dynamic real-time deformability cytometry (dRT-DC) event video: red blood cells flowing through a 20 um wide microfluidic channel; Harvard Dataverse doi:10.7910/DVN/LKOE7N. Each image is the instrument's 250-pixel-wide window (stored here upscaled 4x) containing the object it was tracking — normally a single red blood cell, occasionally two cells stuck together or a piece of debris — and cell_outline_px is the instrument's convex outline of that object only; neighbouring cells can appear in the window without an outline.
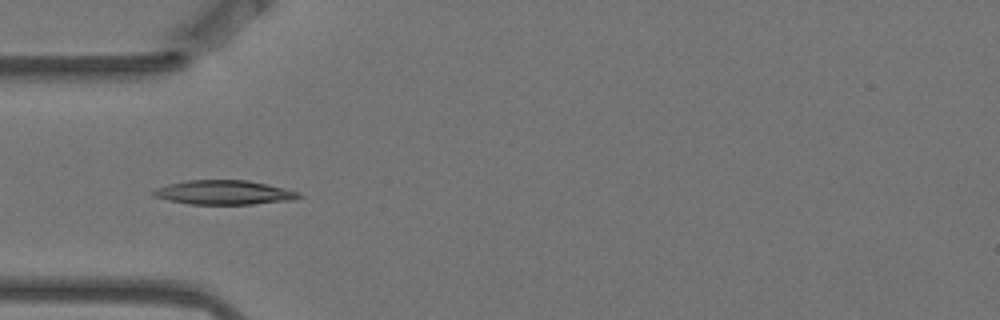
{"species": "Egyptian fruit bat (a non-hibernating species)", "species_latin": "Rousettus aegyptiacus", "temperature_condition": "warm", "stored_images_in_passage": 8, "camera_frame_rate_fps": 3000, "um_per_image_px": 0.085, "animal": {"sex": "female"}, "frame": {"image": 1, "passage_image": 5, "time_ms": 1.333, "image_size_px": [1000, 320], "cell_outline_px": [[304, 196], [296, 200], [252, 204], [188, 204], [168, 200], [152, 196], [152, 192], [156, 188], [168, 184], [188, 180], [248, 180], [268, 184], [300, 192]], "centroid_in_image_um": [19.08, 16.36], "position_along_channel_um": 65.9, "area_um2": 20.75}}
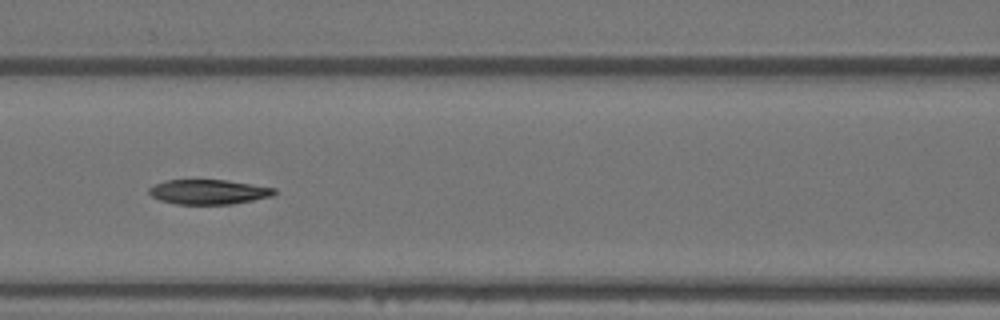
{"frame": {"image": 2, "passage_image": 7, "time_ms": 2.0, "image_size_px": [1000, 320], "cell_outline_px": [[276, 192], [272, 196], [232, 204], [176, 204], [160, 200], [152, 196], [148, 192], [148, 188], [164, 180], [224, 180], [276, 188]], "centroid_in_image_um": [17.7, 16.31], "position_along_channel_um": 148.9, "area_um2": 17.92}}
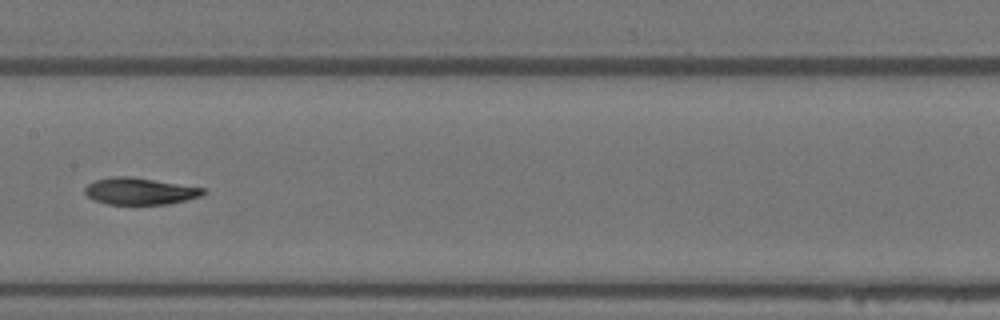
{"frame": {"image": 3, "passage_image": 8, "time_ms": 2.333, "image_size_px": [1000, 320], "cell_outline_px": [[204, 192], [200, 196], [168, 204], [108, 204], [96, 200], [88, 196], [84, 192], [84, 188], [88, 184], [96, 180], [112, 176], [128, 176], [204, 188]], "centroid_in_image_um": [11.84, 16.25], "position_along_channel_um": 195.6, "area_um2": 18.09}}